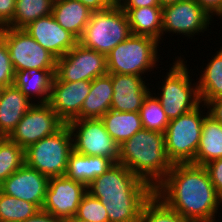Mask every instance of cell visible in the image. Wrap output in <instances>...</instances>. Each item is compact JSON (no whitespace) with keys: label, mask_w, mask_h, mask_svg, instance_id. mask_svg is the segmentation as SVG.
I'll return each instance as SVG.
<instances>
[{"label":"cell","mask_w":222,"mask_h":222,"mask_svg":"<svg viewBox=\"0 0 222 222\" xmlns=\"http://www.w3.org/2000/svg\"><path fill=\"white\" fill-rule=\"evenodd\" d=\"M154 193L192 222H213L222 207L206 168L192 163L172 164Z\"/></svg>","instance_id":"6da1fadb"},{"label":"cell","mask_w":222,"mask_h":222,"mask_svg":"<svg viewBox=\"0 0 222 222\" xmlns=\"http://www.w3.org/2000/svg\"><path fill=\"white\" fill-rule=\"evenodd\" d=\"M118 163L155 189L171 170L165 133L142 128L119 146Z\"/></svg>","instance_id":"7a4b0ae2"},{"label":"cell","mask_w":222,"mask_h":222,"mask_svg":"<svg viewBox=\"0 0 222 222\" xmlns=\"http://www.w3.org/2000/svg\"><path fill=\"white\" fill-rule=\"evenodd\" d=\"M184 58V59H183ZM185 57L177 56L170 64L169 72L164 79L158 81L157 94L153 93L163 107L169 120L178 118L192 111L201 104L197 81L191 79L189 67ZM162 81V82H161ZM194 81V83H192Z\"/></svg>","instance_id":"3957f363"},{"label":"cell","mask_w":222,"mask_h":222,"mask_svg":"<svg viewBox=\"0 0 222 222\" xmlns=\"http://www.w3.org/2000/svg\"><path fill=\"white\" fill-rule=\"evenodd\" d=\"M159 44L152 37L131 34L106 56L107 72L137 76L151 73L159 68Z\"/></svg>","instance_id":"277c9868"},{"label":"cell","mask_w":222,"mask_h":222,"mask_svg":"<svg viewBox=\"0 0 222 222\" xmlns=\"http://www.w3.org/2000/svg\"><path fill=\"white\" fill-rule=\"evenodd\" d=\"M206 108V105L201 103L192 111L170 120L165 131V151L172 164L194 162L203 120L208 114Z\"/></svg>","instance_id":"5b68a950"},{"label":"cell","mask_w":222,"mask_h":222,"mask_svg":"<svg viewBox=\"0 0 222 222\" xmlns=\"http://www.w3.org/2000/svg\"><path fill=\"white\" fill-rule=\"evenodd\" d=\"M131 34L125 11L119 6H112L106 10L92 12L78 43L107 56Z\"/></svg>","instance_id":"8992f818"},{"label":"cell","mask_w":222,"mask_h":222,"mask_svg":"<svg viewBox=\"0 0 222 222\" xmlns=\"http://www.w3.org/2000/svg\"><path fill=\"white\" fill-rule=\"evenodd\" d=\"M73 151L72 133L65 124L56 133L25 149V164L50 177L66 174L68 157Z\"/></svg>","instance_id":"52a82bcc"},{"label":"cell","mask_w":222,"mask_h":222,"mask_svg":"<svg viewBox=\"0 0 222 222\" xmlns=\"http://www.w3.org/2000/svg\"><path fill=\"white\" fill-rule=\"evenodd\" d=\"M87 192L100 201L148 200L154 189L123 164L114 163L89 184Z\"/></svg>","instance_id":"ba28073f"},{"label":"cell","mask_w":222,"mask_h":222,"mask_svg":"<svg viewBox=\"0 0 222 222\" xmlns=\"http://www.w3.org/2000/svg\"><path fill=\"white\" fill-rule=\"evenodd\" d=\"M73 138V150L89 156H103L118 163L119 145L108 134L100 119H75L67 123Z\"/></svg>","instance_id":"9c48e42d"},{"label":"cell","mask_w":222,"mask_h":222,"mask_svg":"<svg viewBox=\"0 0 222 222\" xmlns=\"http://www.w3.org/2000/svg\"><path fill=\"white\" fill-rule=\"evenodd\" d=\"M212 18L200 7L195 0H181L177 3L162 7L161 44L165 34L184 35L193 39L195 35L209 31ZM163 38V39H162Z\"/></svg>","instance_id":"30bf717a"},{"label":"cell","mask_w":222,"mask_h":222,"mask_svg":"<svg viewBox=\"0 0 222 222\" xmlns=\"http://www.w3.org/2000/svg\"><path fill=\"white\" fill-rule=\"evenodd\" d=\"M5 39L14 71L26 69H56V58L24 29L4 27Z\"/></svg>","instance_id":"8fae6325"},{"label":"cell","mask_w":222,"mask_h":222,"mask_svg":"<svg viewBox=\"0 0 222 222\" xmlns=\"http://www.w3.org/2000/svg\"><path fill=\"white\" fill-rule=\"evenodd\" d=\"M107 73L106 56L77 43L64 56L56 59L54 77L64 82L92 81Z\"/></svg>","instance_id":"7c38bea8"},{"label":"cell","mask_w":222,"mask_h":222,"mask_svg":"<svg viewBox=\"0 0 222 222\" xmlns=\"http://www.w3.org/2000/svg\"><path fill=\"white\" fill-rule=\"evenodd\" d=\"M65 124L48 103L34 104L7 138L25 150Z\"/></svg>","instance_id":"4fadbf2b"},{"label":"cell","mask_w":222,"mask_h":222,"mask_svg":"<svg viewBox=\"0 0 222 222\" xmlns=\"http://www.w3.org/2000/svg\"><path fill=\"white\" fill-rule=\"evenodd\" d=\"M87 193V186L66 175L50 177L42 211L68 220L77 214L78 206Z\"/></svg>","instance_id":"5bb4252c"},{"label":"cell","mask_w":222,"mask_h":222,"mask_svg":"<svg viewBox=\"0 0 222 222\" xmlns=\"http://www.w3.org/2000/svg\"><path fill=\"white\" fill-rule=\"evenodd\" d=\"M48 182V176L24 164L0 185V190L16 199L33 203L41 210Z\"/></svg>","instance_id":"9a60e30c"},{"label":"cell","mask_w":222,"mask_h":222,"mask_svg":"<svg viewBox=\"0 0 222 222\" xmlns=\"http://www.w3.org/2000/svg\"><path fill=\"white\" fill-rule=\"evenodd\" d=\"M90 89L91 81L64 82L54 77L48 104L67 124L71 120L80 119V111Z\"/></svg>","instance_id":"2e32d148"},{"label":"cell","mask_w":222,"mask_h":222,"mask_svg":"<svg viewBox=\"0 0 222 222\" xmlns=\"http://www.w3.org/2000/svg\"><path fill=\"white\" fill-rule=\"evenodd\" d=\"M23 29L56 59L64 56L78 43L52 14L38 18Z\"/></svg>","instance_id":"e0dca14e"},{"label":"cell","mask_w":222,"mask_h":222,"mask_svg":"<svg viewBox=\"0 0 222 222\" xmlns=\"http://www.w3.org/2000/svg\"><path fill=\"white\" fill-rule=\"evenodd\" d=\"M111 75L113 96L111 110L117 112H137L151 92L149 82L143 76L108 73Z\"/></svg>","instance_id":"ac0fdd59"},{"label":"cell","mask_w":222,"mask_h":222,"mask_svg":"<svg viewBox=\"0 0 222 222\" xmlns=\"http://www.w3.org/2000/svg\"><path fill=\"white\" fill-rule=\"evenodd\" d=\"M33 105L14 84L4 87L0 99V135L7 138Z\"/></svg>","instance_id":"d6986e66"},{"label":"cell","mask_w":222,"mask_h":222,"mask_svg":"<svg viewBox=\"0 0 222 222\" xmlns=\"http://www.w3.org/2000/svg\"><path fill=\"white\" fill-rule=\"evenodd\" d=\"M55 71L36 68L16 71L14 85L34 104L48 103Z\"/></svg>","instance_id":"ffe728a7"},{"label":"cell","mask_w":222,"mask_h":222,"mask_svg":"<svg viewBox=\"0 0 222 222\" xmlns=\"http://www.w3.org/2000/svg\"><path fill=\"white\" fill-rule=\"evenodd\" d=\"M92 11L78 0H56L52 15L55 20L79 40L90 20Z\"/></svg>","instance_id":"44dd1931"},{"label":"cell","mask_w":222,"mask_h":222,"mask_svg":"<svg viewBox=\"0 0 222 222\" xmlns=\"http://www.w3.org/2000/svg\"><path fill=\"white\" fill-rule=\"evenodd\" d=\"M112 96L113 87L110 74L107 73L93 79L90 92L80 111V119H100L111 109Z\"/></svg>","instance_id":"7402d4cb"},{"label":"cell","mask_w":222,"mask_h":222,"mask_svg":"<svg viewBox=\"0 0 222 222\" xmlns=\"http://www.w3.org/2000/svg\"><path fill=\"white\" fill-rule=\"evenodd\" d=\"M114 163L103 156H89L76 153L68 157L66 176L87 187L98 176L103 175Z\"/></svg>","instance_id":"603a6c76"},{"label":"cell","mask_w":222,"mask_h":222,"mask_svg":"<svg viewBox=\"0 0 222 222\" xmlns=\"http://www.w3.org/2000/svg\"><path fill=\"white\" fill-rule=\"evenodd\" d=\"M125 11L133 35L152 37L161 43L162 7L121 8Z\"/></svg>","instance_id":"cb8c5ba5"},{"label":"cell","mask_w":222,"mask_h":222,"mask_svg":"<svg viewBox=\"0 0 222 222\" xmlns=\"http://www.w3.org/2000/svg\"><path fill=\"white\" fill-rule=\"evenodd\" d=\"M222 158V124L207 114L203 120L201 139L192 164L204 166Z\"/></svg>","instance_id":"d4e9b609"},{"label":"cell","mask_w":222,"mask_h":222,"mask_svg":"<svg viewBox=\"0 0 222 222\" xmlns=\"http://www.w3.org/2000/svg\"><path fill=\"white\" fill-rule=\"evenodd\" d=\"M208 59L206 67L200 71L199 81H197L198 92L201 103L207 104L209 101L222 97V47Z\"/></svg>","instance_id":"484cf974"},{"label":"cell","mask_w":222,"mask_h":222,"mask_svg":"<svg viewBox=\"0 0 222 222\" xmlns=\"http://www.w3.org/2000/svg\"><path fill=\"white\" fill-rule=\"evenodd\" d=\"M100 120L119 146L143 128L137 112H117L110 109Z\"/></svg>","instance_id":"4316f807"},{"label":"cell","mask_w":222,"mask_h":222,"mask_svg":"<svg viewBox=\"0 0 222 222\" xmlns=\"http://www.w3.org/2000/svg\"><path fill=\"white\" fill-rule=\"evenodd\" d=\"M54 0H16L13 21L7 26L23 29L38 18L52 14Z\"/></svg>","instance_id":"83f0119b"},{"label":"cell","mask_w":222,"mask_h":222,"mask_svg":"<svg viewBox=\"0 0 222 222\" xmlns=\"http://www.w3.org/2000/svg\"><path fill=\"white\" fill-rule=\"evenodd\" d=\"M152 91L147 95L139 110L142 127L150 131L165 133L170 122L162 105Z\"/></svg>","instance_id":"f1b7e54d"},{"label":"cell","mask_w":222,"mask_h":222,"mask_svg":"<svg viewBox=\"0 0 222 222\" xmlns=\"http://www.w3.org/2000/svg\"><path fill=\"white\" fill-rule=\"evenodd\" d=\"M39 210L35 204L16 199L0 190V222H23Z\"/></svg>","instance_id":"f546056e"},{"label":"cell","mask_w":222,"mask_h":222,"mask_svg":"<svg viewBox=\"0 0 222 222\" xmlns=\"http://www.w3.org/2000/svg\"><path fill=\"white\" fill-rule=\"evenodd\" d=\"M139 222H192L170 208L155 193L145 202Z\"/></svg>","instance_id":"4dcf8cb0"},{"label":"cell","mask_w":222,"mask_h":222,"mask_svg":"<svg viewBox=\"0 0 222 222\" xmlns=\"http://www.w3.org/2000/svg\"><path fill=\"white\" fill-rule=\"evenodd\" d=\"M25 164V150L5 138L0 143V185Z\"/></svg>","instance_id":"1f68e13d"},{"label":"cell","mask_w":222,"mask_h":222,"mask_svg":"<svg viewBox=\"0 0 222 222\" xmlns=\"http://www.w3.org/2000/svg\"><path fill=\"white\" fill-rule=\"evenodd\" d=\"M147 200L101 201L109 222H139L141 210Z\"/></svg>","instance_id":"d6a6232c"},{"label":"cell","mask_w":222,"mask_h":222,"mask_svg":"<svg viewBox=\"0 0 222 222\" xmlns=\"http://www.w3.org/2000/svg\"><path fill=\"white\" fill-rule=\"evenodd\" d=\"M76 216L90 222H109L104 205L88 192L83 196Z\"/></svg>","instance_id":"836d02e7"},{"label":"cell","mask_w":222,"mask_h":222,"mask_svg":"<svg viewBox=\"0 0 222 222\" xmlns=\"http://www.w3.org/2000/svg\"><path fill=\"white\" fill-rule=\"evenodd\" d=\"M15 71L10 54L3 37L0 38V85L3 87L14 84Z\"/></svg>","instance_id":"e575fe53"},{"label":"cell","mask_w":222,"mask_h":222,"mask_svg":"<svg viewBox=\"0 0 222 222\" xmlns=\"http://www.w3.org/2000/svg\"><path fill=\"white\" fill-rule=\"evenodd\" d=\"M216 192L222 198V158L212 160L204 165Z\"/></svg>","instance_id":"d590c367"},{"label":"cell","mask_w":222,"mask_h":222,"mask_svg":"<svg viewBox=\"0 0 222 222\" xmlns=\"http://www.w3.org/2000/svg\"><path fill=\"white\" fill-rule=\"evenodd\" d=\"M16 0H0V24L7 27L14 17Z\"/></svg>","instance_id":"8d00e7d4"},{"label":"cell","mask_w":222,"mask_h":222,"mask_svg":"<svg viewBox=\"0 0 222 222\" xmlns=\"http://www.w3.org/2000/svg\"><path fill=\"white\" fill-rule=\"evenodd\" d=\"M200 7L214 20L213 16L222 20V0H195Z\"/></svg>","instance_id":"74e56055"},{"label":"cell","mask_w":222,"mask_h":222,"mask_svg":"<svg viewBox=\"0 0 222 222\" xmlns=\"http://www.w3.org/2000/svg\"><path fill=\"white\" fill-rule=\"evenodd\" d=\"M206 107L208 114L222 124V97L209 101Z\"/></svg>","instance_id":"f35d334b"},{"label":"cell","mask_w":222,"mask_h":222,"mask_svg":"<svg viewBox=\"0 0 222 222\" xmlns=\"http://www.w3.org/2000/svg\"><path fill=\"white\" fill-rule=\"evenodd\" d=\"M23 222H66L62 218L55 217L50 213L39 210L34 216L26 219Z\"/></svg>","instance_id":"ab89813d"},{"label":"cell","mask_w":222,"mask_h":222,"mask_svg":"<svg viewBox=\"0 0 222 222\" xmlns=\"http://www.w3.org/2000/svg\"><path fill=\"white\" fill-rule=\"evenodd\" d=\"M83 5H85L92 12L106 10L112 5L109 3V0H78Z\"/></svg>","instance_id":"60d3db41"},{"label":"cell","mask_w":222,"mask_h":222,"mask_svg":"<svg viewBox=\"0 0 222 222\" xmlns=\"http://www.w3.org/2000/svg\"><path fill=\"white\" fill-rule=\"evenodd\" d=\"M160 6L158 0H124L120 8H139V7Z\"/></svg>","instance_id":"b9f144b4"},{"label":"cell","mask_w":222,"mask_h":222,"mask_svg":"<svg viewBox=\"0 0 222 222\" xmlns=\"http://www.w3.org/2000/svg\"><path fill=\"white\" fill-rule=\"evenodd\" d=\"M158 1H159L160 6L164 7V6H167V5H170V4L177 3L181 0H158Z\"/></svg>","instance_id":"7bdbcfd3"},{"label":"cell","mask_w":222,"mask_h":222,"mask_svg":"<svg viewBox=\"0 0 222 222\" xmlns=\"http://www.w3.org/2000/svg\"><path fill=\"white\" fill-rule=\"evenodd\" d=\"M66 222H90L81 218H78L76 215L68 220Z\"/></svg>","instance_id":"ee69618b"},{"label":"cell","mask_w":222,"mask_h":222,"mask_svg":"<svg viewBox=\"0 0 222 222\" xmlns=\"http://www.w3.org/2000/svg\"><path fill=\"white\" fill-rule=\"evenodd\" d=\"M123 2H124V0H109V3L112 6H120Z\"/></svg>","instance_id":"f6af8a7d"},{"label":"cell","mask_w":222,"mask_h":222,"mask_svg":"<svg viewBox=\"0 0 222 222\" xmlns=\"http://www.w3.org/2000/svg\"><path fill=\"white\" fill-rule=\"evenodd\" d=\"M3 29H4V27L0 24V38L2 37Z\"/></svg>","instance_id":"bcb514c9"},{"label":"cell","mask_w":222,"mask_h":222,"mask_svg":"<svg viewBox=\"0 0 222 222\" xmlns=\"http://www.w3.org/2000/svg\"><path fill=\"white\" fill-rule=\"evenodd\" d=\"M3 88L4 87L0 85V99H1V96H2Z\"/></svg>","instance_id":"7dc6e473"},{"label":"cell","mask_w":222,"mask_h":222,"mask_svg":"<svg viewBox=\"0 0 222 222\" xmlns=\"http://www.w3.org/2000/svg\"><path fill=\"white\" fill-rule=\"evenodd\" d=\"M6 137L3 135H0V143L5 139Z\"/></svg>","instance_id":"c3c4849f"}]
</instances>
